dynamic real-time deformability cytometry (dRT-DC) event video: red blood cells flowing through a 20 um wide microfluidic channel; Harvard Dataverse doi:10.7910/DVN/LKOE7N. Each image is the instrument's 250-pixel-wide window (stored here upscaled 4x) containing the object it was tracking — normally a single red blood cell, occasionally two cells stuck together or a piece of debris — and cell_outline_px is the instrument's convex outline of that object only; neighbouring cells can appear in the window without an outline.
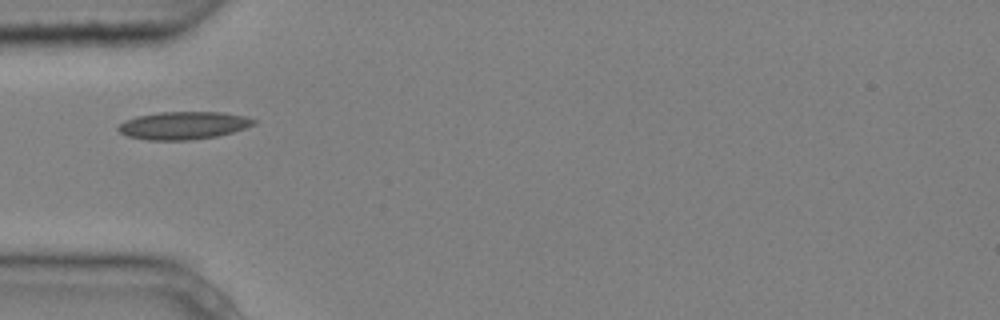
{"species": "common noctule bat (a hibernating species)", "species_latin": "Nyctalus noctula", "temperature_condition": "cold", "stored_images_in_passage": 3, "camera_frame_rate_fps": 3000, "um_per_image_px": 0.085, "animal": {"sex": "male", "body_mass_g": 20.4}, "frame": {"image": 1, "passage_image": 1, "time_ms": 0.0, "image_size_px": [1000, 320], "cell_outline_px": [[256, 124], [232, 132], [216, 136], [192, 140], [148, 140], [128, 136], [120, 132], [116, 128], [124, 120], [136, 116], [160, 112], [224, 112], [248, 116], [256, 120]], "centroid_in_image_um": [15.6, 10.65], "position_along_channel_um": 69.4, "area_um2": 22.02}}
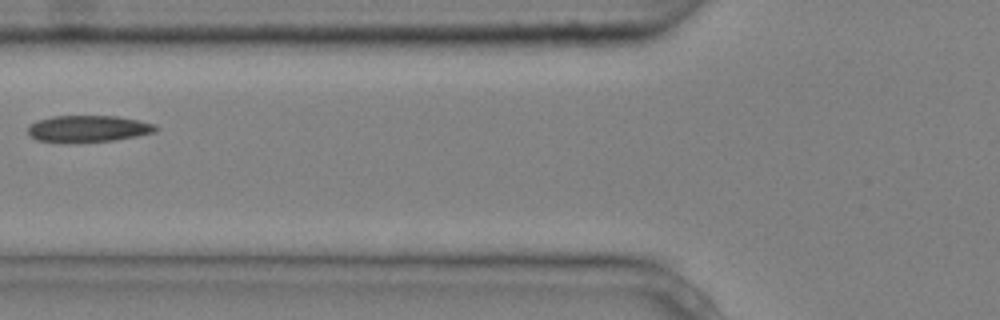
{"frame": {"image": 2, "passage_image": 2, "time_ms": 0.333, "image_size_px": [1000, 320], "cell_outline_px": [[160, 128], [156, 132], [116, 140], [76, 144], [64, 144], [36, 140], [28, 136], [28, 128], [32, 124], [40, 120], [52, 116], [116, 116], [140, 120], [156, 124]], "centroid_in_image_um": [7.51, 10.97], "position_along_channel_um": 118.3, "area_um2": 20.52}}